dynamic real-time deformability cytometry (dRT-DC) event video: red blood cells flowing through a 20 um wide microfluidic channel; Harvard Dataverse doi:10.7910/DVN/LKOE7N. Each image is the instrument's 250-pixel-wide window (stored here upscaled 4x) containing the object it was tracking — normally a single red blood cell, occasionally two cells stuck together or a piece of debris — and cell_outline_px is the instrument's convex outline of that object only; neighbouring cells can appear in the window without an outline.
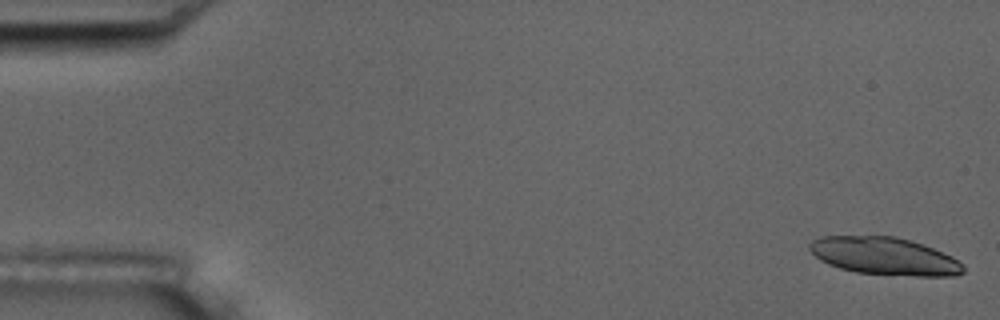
{"species": "common noctule bat (a hibernating species)", "species_latin": "Nyctalus noctula", "temperature_condition": "room temperature", "stored_images_in_passage": 8, "camera_frame_rate_fps": 3000, "um_per_image_px": 0.085, "animal": {"sex": "male", "body_mass_g": 17.5, "forearm_length_mm": 52.3}, "frame": {"image": 1, "passage_image": 1, "time_ms": 0.0, "image_size_px": [1000, 320], "cell_outline_px": [[964, 272], [956, 276], [916, 276], [856, 272], [840, 268], [828, 264], [820, 260], [808, 248], [808, 244], [812, 240], [820, 236], [896, 236], [932, 248], [952, 256], [964, 264]], "centroid_in_image_um": [75.18, 21.77], "position_along_channel_um": 9.8, "area_um2": 33.58}}